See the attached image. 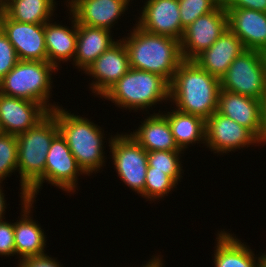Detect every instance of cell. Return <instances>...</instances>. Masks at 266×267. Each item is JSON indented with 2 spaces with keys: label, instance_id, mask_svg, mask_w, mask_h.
Returning a JSON list of instances; mask_svg holds the SVG:
<instances>
[{
  "label": "cell",
  "instance_id": "obj_1",
  "mask_svg": "<svg viewBox=\"0 0 266 267\" xmlns=\"http://www.w3.org/2000/svg\"><path fill=\"white\" fill-rule=\"evenodd\" d=\"M220 79L210 75L193 60H183L169 84V99L175 109L203 118L217 111Z\"/></svg>",
  "mask_w": 266,
  "mask_h": 267
},
{
  "label": "cell",
  "instance_id": "obj_2",
  "mask_svg": "<svg viewBox=\"0 0 266 267\" xmlns=\"http://www.w3.org/2000/svg\"><path fill=\"white\" fill-rule=\"evenodd\" d=\"M59 134L56 118L49 113L35 127L17 135L21 200L34 199L45 182V163L52 140Z\"/></svg>",
  "mask_w": 266,
  "mask_h": 267
},
{
  "label": "cell",
  "instance_id": "obj_3",
  "mask_svg": "<svg viewBox=\"0 0 266 267\" xmlns=\"http://www.w3.org/2000/svg\"><path fill=\"white\" fill-rule=\"evenodd\" d=\"M135 25L129 37L122 38L128 52L130 68L156 73L170 83L183 61L180 41L149 33Z\"/></svg>",
  "mask_w": 266,
  "mask_h": 267
},
{
  "label": "cell",
  "instance_id": "obj_4",
  "mask_svg": "<svg viewBox=\"0 0 266 267\" xmlns=\"http://www.w3.org/2000/svg\"><path fill=\"white\" fill-rule=\"evenodd\" d=\"M50 113L56 118L59 133L67 142L82 171L88 176L99 171L105 162L102 128L87 118L68 113L59 106Z\"/></svg>",
  "mask_w": 266,
  "mask_h": 267
},
{
  "label": "cell",
  "instance_id": "obj_5",
  "mask_svg": "<svg viewBox=\"0 0 266 267\" xmlns=\"http://www.w3.org/2000/svg\"><path fill=\"white\" fill-rule=\"evenodd\" d=\"M169 82L156 73L130 68L102 97L121 108L142 110L169 99Z\"/></svg>",
  "mask_w": 266,
  "mask_h": 267
},
{
  "label": "cell",
  "instance_id": "obj_6",
  "mask_svg": "<svg viewBox=\"0 0 266 267\" xmlns=\"http://www.w3.org/2000/svg\"><path fill=\"white\" fill-rule=\"evenodd\" d=\"M57 70L48 61L19 60L0 80V93L40 103L51 112L58 107L48 103L52 89L51 76Z\"/></svg>",
  "mask_w": 266,
  "mask_h": 267
},
{
  "label": "cell",
  "instance_id": "obj_7",
  "mask_svg": "<svg viewBox=\"0 0 266 267\" xmlns=\"http://www.w3.org/2000/svg\"><path fill=\"white\" fill-rule=\"evenodd\" d=\"M221 89L253 99L266 100V74L259 50L246 49L220 79Z\"/></svg>",
  "mask_w": 266,
  "mask_h": 267
},
{
  "label": "cell",
  "instance_id": "obj_8",
  "mask_svg": "<svg viewBox=\"0 0 266 267\" xmlns=\"http://www.w3.org/2000/svg\"><path fill=\"white\" fill-rule=\"evenodd\" d=\"M109 144L120 180L144 196L148 152L127 133L111 136Z\"/></svg>",
  "mask_w": 266,
  "mask_h": 267
},
{
  "label": "cell",
  "instance_id": "obj_9",
  "mask_svg": "<svg viewBox=\"0 0 266 267\" xmlns=\"http://www.w3.org/2000/svg\"><path fill=\"white\" fill-rule=\"evenodd\" d=\"M228 29L227 10L220 3L213 11L199 16L184 29L180 40L183 60H194Z\"/></svg>",
  "mask_w": 266,
  "mask_h": 267
},
{
  "label": "cell",
  "instance_id": "obj_10",
  "mask_svg": "<svg viewBox=\"0 0 266 267\" xmlns=\"http://www.w3.org/2000/svg\"><path fill=\"white\" fill-rule=\"evenodd\" d=\"M0 29L14 46L19 60L47 61L44 24L14 21L0 9Z\"/></svg>",
  "mask_w": 266,
  "mask_h": 267
},
{
  "label": "cell",
  "instance_id": "obj_11",
  "mask_svg": "<svg viewBox=\"0 0 266 267\" xmlns=\"http://www.w3.org/2000/svg\"><path fill=\"white\" fill-rule=\"evenodd\" d=\"M205 143L211 151H216L214 153H226L260 142L249 129L227 116L214 112L206 120Z\"/></svg>",
  "mask_w": 266,
  "mask_h": 267
},
{
  "label": "cell",
  "instance_id": "obj_12",
  "mask_svg": "<svg viewBox=\"0 0 266 267\" xmlns=\"http://www.w3.org/2000/svg\"><path fill=\"white\" fill-rule=\"evenodd\" d=\"M49 113L40 103L0 93V126L3 133L16 136L24 133Z\"/></svg>",
  "mask_w": 266,
  "mask_h": 267
},
{
  "label": "cell",
  "instance_id": "obj_13",
  "mask_svg": "<svg viewBox=\"0 0 266 267\" xmlns=\"http://www.w3.org/2000/svg\"><path fill=\"white\" fill-rule=\"evenodd\" d=\"M120 41V42H119ZM130 69L129 56L124 42L117 40L103 52L84 72L96 79L92 92L103 96Z\"/></svg>",
  "mask_w": 266,
  "mask_h": 267
},
{
  "label": "cell",
  "instance_id": "obj_14",
  "mask_svg": "<svg viewBox=\"0 0 266 267\" xmlns=\"http://www.w3.org/2000/svg\"><path fill=\"white\" fill-rule=\"evenodd\" d=\"M85 174L78 166L67 142L59 133L53 140L45 163V180L66 192H75L77 177Z\"/></svg>",
  "mask_w": 266,
  "mask_h": 267
},
{
  "label": "cell",
  "instance_id": "obj_15",
  "mask_svg": "<svg viewBox=\"0 0 266 267\" xmlns=\"http://www.w3.org/2000/svg\"><path fill=\"white\" fill-rule=\"evenodd\" d=\"M137 25L143 30L181 40L184 30L178 0H147Z\"/></svg>",
  "mask_w": 266,
  "mask_h": 267
},
{
  "label": "cell",
  "instance_id": "obj_16",
  "mask_svg": "<svg viewBox=\"0 0 266 267\" xmlns=\"http://www.w3.org/2000/svg\"><path fill=\"white\" fill-rule=\"evenodd\" d=\"M263 102L221 89L216 112L249 129L260 140L263 127Z\"/></svg>",
  "mask_w": 266,
  "mask_h": 267
},
{
  "label": "cell",
  "instance_id": "obj_17",
  "mask_svg": "<svg viewBox=\"0 0 266 267\" xmlns=\"http://www.w3.org/2000/svg\"><path fill=\"white\" fill-rule=\"evenodd\" d=\"M69 1V2H68ZM77 24L110 30L130 0H67Z\"/></svg>",
  "mask_w": 266,
  "mask_h": 267
},
{
  "label": "cell",
  "instance_id": "obj_18",
  "mask_svg": "<svg viewBox=\"0 0 266 267\" xmlns=\"http://www.w3.org/2000/svg\"><path fill=\"white\" fill-rule=\"evenodd\" d=\"M228 28L240 39L245 49H266V12L228 8Z\"/></svg>",
  "mask_w": 266,
  "mask_h": 267
},
{
  "label": "cell",
  "instance_id": "obj_19",
  "mask_svg": "<svg viewBox=\"0 0 266 267\" xmlns=\"http://www.w3.org/2000/svg\"><path fill=\"white\" fill-rule=\"evenodd\" d=\"M245 50L240 39L228 28L210 48L193 61L210 75L221 79L231 63Z\"/></svg>",
  "mask_w": 266,
  "mask_h": 267
},
{
  "label": "cell",
  "instance_id": "obj_20",
  "mask_svg": "<svg viewBox=\"0 0 266 267\" xmlns=\"http://www.w3.org/2000/svg\"><path fill=\"white\" fill-rule=\"evenodd\" d=\"M34 199L26 198L22 201V215L19 221L14 222V241L15 251L19 260H24L29 257L42 256L44 253V246L46 240L44 232L40 225L37 224L33 218L31 219L30 212ZM22 258V259H21Z\"/></svg>",
  "mask_w": 266,
  "mask_h": 267
},
{
  "label": "cell",
  "instance_id": "obj_21",
  "mask_svg": "<svg viewBox=\"0 0 266 267\" xmlns=\"http://www.w3.org/2000/svg\"><path fill=\"white\" fill-rule=\"evenodd\" d=\"M111 30L77 24V45L73 59L83 71L117 41L112 40Z\"/></svg>",
  "mask_w": 266,
  "mask_h": 267
},
{
  "label": "cell",
  "instance_id": "obj_22",
  "mask_svg": "<svg viewBox=\"0 0 266 267\" xmlns=\"http://www.w3.org/2000/svg\"><path fill=\"white\" fill-rule=\"evenodd\" d=\"M147 152L151 151H182L174 140L168 120L159 113L151 114L129 134Z\"/></svg>",
  "mask_w": 266,
  "mask_h": 267
},
{
  "label": "cell",
  "instance_id": "obj_23",
  "mask_svg": "<svg viewBox=\"0 0 266 267\" xmlns=\"http://www.w3.org/2000/svg\"><path fill=\"white\" fill-rule=\"evenodd\" d=\"M72 15V29L55 23H44L47 61L56 68L60 61L74 59L77 45V20ZM58 61V62H57Z\"/></svg>",
  "mask_w": 266,
  "mask_h": 267
},
{
  "label": "cell",
  "instance_id": "obj_24",
  "mask_svg": "<svg viewBox=\"0 0 266 267\" xmlns=\"http://www.w3.org/2000/svg\"><path fill=\"white\" fill-rule=\"evenodd\" d=\"M217 234L213 261L215 267H257L266 256V253L262 254L257 257V261L253 251L239 239L225 232L224 229Z\"/></svg>",
  "mask_w": 266,
  "mask_h": 267
},
{
  "label": "cell",
  "instance_id": "obj_25",
  "mask_svg": "<svg viewBox=\"0 0 266 267\" xmlns=\"http://www.w3.org/2000/svg\"><path fill=\"white\" fill-rule=\"evenodd\" d=\"M167 114H162L169 123L174 140L179 149L184 151L188 145L197 141L205 143L206 121L198 116L171 110Z\"/></svg>",
  "mask_w": 266,
  "mask_h": 267
},
{
  "label": "cell",
  "instance_id": "obj_26",
  "mask_svg": "<svg viewBox=\"0 0 266 267\" xmlns=\"http://www.w3.org/2000/svg\"><path fill=\"white\" fill-rule=\"evenodd\" d=\"M55 5L54 0H3L0 9L14 21L44 24L51 21Z\"/></svg>",
  "mask_w": 266,
  "mask_h": 267
},
{
  "label": "cell",
  "instance_id": "obj_27",
  "mask_svg": "<svg viewBox=\"0 0 266 267\" xmlns=\"http://www.w3.org/2000/svg\"><path fill=\"white\" fill-rule=\"evenodd\" d=\"M181 151H151L147 153L148 166L152 171L163 172L168 175L176 184L180 181L182 164L180 162Z\"/></svg>",
  "mask_w": 266,
  "mask_h": 267
},
{
  "label": "cell",
  "instance_id": "obj_28",
  "mask_svg": "<svg viewBox=\"0 0 266 267\" xmlns=\"http://www.w3.org/2000/svg\"><path fill=\"white\" fill-rule=\"evenodd\" d=\"M18 142L16 135H0V182L17 170Z\"/></svg>",
  "mask_w": 266,
  "mask_h": 267
},
{
  "label": "cell",
  "instance_id": "obj_29",
  "mask_svg": "<svg viewBox=\"0 0 266 267\" xmlns=\"http://www.w3.org/2000/svg\"><path fill=\"white\" fill-rule=\"evenodd\" d=\"M176 183L165 173L159 171H152V167L148 166L146 172L144 197L150 201L162 198L169 193Z\"/></svg>",
  "mask_w": 266,
  "mask_h": 267
},
{
  "label": "cell",
  "instance_id": "obj_30",
  "mask_svg": "<svg viewBox=\"0 0 266 267\" xmlns=\"http://www.w3.org/2000/svg\"><path fill=\"white\" fill-rule=\"evenodd\" d=\"M180 19L184 30L193 23L199 16L213 11L221 0H178Z\"/></svg>",
  "mask_w": 266,
  "mask_h": 267
},
{
  "label": "cell",
  "instance_id": "obj_31",
  "mask_svg": "<svg viewBox=\"0 0 266 267\" xmlns=\"http://www.w3.org/2000/svg\"><path fill=\"white\" fill-rule=\"evenodd\" d=\"M19 58L14 46L0 29V80L15 67Z\"/></svg>",
  "mask_w": 266,
  "mask_h": 267
},
{
  "label": "cell",
  "instance_id": "obj_32",
  "mask_svg": "<svg viewBox=\"0 0 266 267\" xmlns=\"http://www.w3.org/2000/svg\"><path fill=\"white\" fill-rule=\"evenodd\" d=\"M0 255H16L14 241V223L0 221Z\"/></svg>",
  "mask_w": 266,
  "mask_h": 267
},
{
  "label": "cell",
  "instance_id": "obj_33",
  "mask_svg": "<svg viewBox=\"0 0 266 267\" xmlns=\"http://www.w3.org/2000/svg\"><path fill=\"white\" fill-rule=\"evenodd\" d=\"M223 7L246 8L266 12V0H221Z\"/></svg>",
  "mask_w": 266,
  "mask_h": 267
},
{
  "label": "cell",
  "instance_id": "obj_34",
  "mask_svg": "<svg viewBox=\"0 0 266 267\" xmlns=\"http://www.w3.org/2000/svg\"><path fill=\"white\" fill-rule=\"evenodd\" d=\"M18 267H61L56 259L49 257L47 254L42 256L29 257L18 264Z\"/></svg>",
  "mask_w": 266,
  "mask_h": 267
},
{
  "label": "cell",
  "instance_id": "obj_35",
  "mask_svg": "<svg viewBox=\"0 0 266 267\" xmlns=\"http://www.w3.org/2000/svg\"><path fill=\"white\" fill-rule=\"evenodd\" d=\"M259 142L266 143V100L263 102V127Z\"/></svg>",
  "mask_w": 266,
  "mask_h": 267
},
{
  "label": "cell",
  "instance_id": "obj_36",
  "mask_svg": "<svg viewBox=\"0 0 266 267\" xmlns=\"http://www.w3.org/2000/svg\"><path fill=\"white\" fill-rule=\"evenodd\" d=\"M2 183V182H0ZM5 199H4V193L2 192V189H1V184H0V221L5 219L3 218L4 217V213L6 212L5 209H6V206H5Z\"/></svg>",
  "mask_w": 266,
  "mask_h": 267
},
{
  "label": "cell",
  "instance_id": "obj_37",
  "mask_svg": "<svg viewBox=\"0 0 266 267\" xmlns=\"http://www.w3.org/2000/svg\"><path fill=\"white\" fill-rule=\"evenodd\" d=\"M161 260L162 259L158 256H154L152 260H149L146 265H143L142 267H162L163 263L161 262Z\"/></svg>",
  "mask_w": 266,
  "mask_h": 267
},
{
  "label": "cell",
  "instance_id": "obj_38",
  "mask_svg": "<svg viewBox=\"0 0 266 267\" xmlns=\"http://www.w3.org/2000/svg\"><path fill=\"white\" fill-rule=\"evenodd\" d=\"M260 53L262 55V60H263V64H264L265 74H266V49L260 51Z\"/></svg>",
  "mask_w": 266,
  "mask_h": 267
},
{
  "label": "cell",
  "instance_id": "obj_39",
  "mask_svg": "<svg viewBox=\"0 0 266 267\" xmlns=\"http://www.w3.org/2000/svg\"><path fill=\"white\" fill-rule=\"evenodd\" d=\"M257 267H266V256L259 262Z\"/></svg>",
  "mask_w": 266,
  "mask_h": 267
},
{
  "label": "cell",
  "instance_id": "obj_40",
  "mask_svg": "<svg viewBox=\"0 0 266 267\" xmlns=\"http://www.w3.org/2000/svg\"><path fill=\"white\" fill-rule=\"evenodd\" d=\"M3 133L2 129H1V126H0V135Z\"/></svg>",
  "mask_w": 266,
  "mask_h": 267
}]
</instances>
